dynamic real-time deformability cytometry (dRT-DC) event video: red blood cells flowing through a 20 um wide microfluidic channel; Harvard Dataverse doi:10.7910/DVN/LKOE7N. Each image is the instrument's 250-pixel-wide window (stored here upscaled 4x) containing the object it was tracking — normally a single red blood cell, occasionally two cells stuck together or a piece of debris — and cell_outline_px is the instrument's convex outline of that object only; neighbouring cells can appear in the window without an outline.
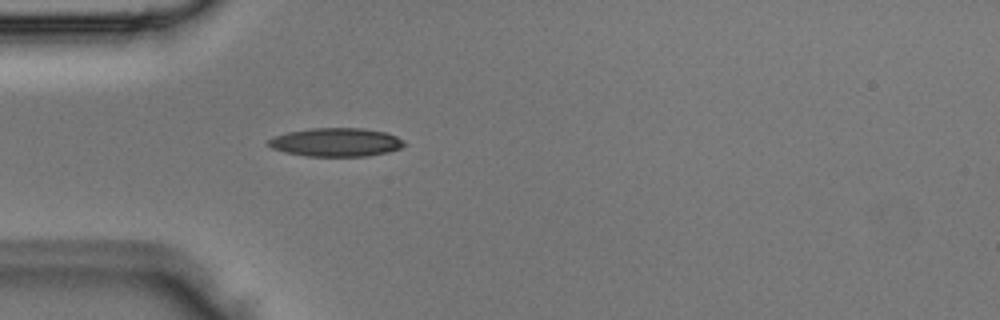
{"species": "Egyptian fruit bat (a non-hibernating species)", "species_latin": "Rousettus aegyptiacus", "temperature_condition": "room temperature", "stored_images_in_passage": 1, "camera_frame_rate_fps": 3000, "um_per_image_px": 0.085, "animal": {"sex": "male"}, "frame": {"image": 1, "passage_image": 1, "time_ms": 0.0, "image_size_px": [1000, 320], "cell_outline_px": [[408, 144], [400, 148], [388, 152], [368, 156], [308, 156], [284, 152], [272, 148], [268, 144], [268, 140], [272, 136], [288, 132], [312, 128], [364, 128], [384, 132], [396, 136], [404, 140]], "centroid_in_image_um": [28.58, 12.09], "position_along_channel_um": 56.4, "area_um2": 22.66}}